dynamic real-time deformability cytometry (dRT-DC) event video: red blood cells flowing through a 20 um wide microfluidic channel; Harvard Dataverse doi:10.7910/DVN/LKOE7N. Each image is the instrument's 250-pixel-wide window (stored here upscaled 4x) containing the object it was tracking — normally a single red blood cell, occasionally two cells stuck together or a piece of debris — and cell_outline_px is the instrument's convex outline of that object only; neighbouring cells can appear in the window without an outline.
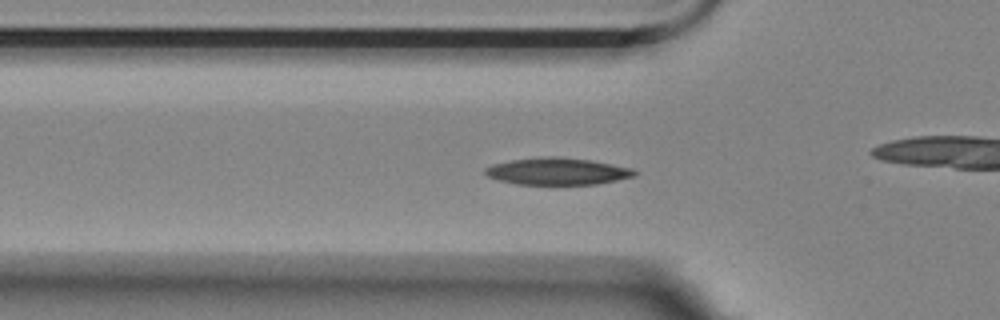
{"species": "Egyptian fruit bat (a non-hibernating species)", "species_latin": "Rousettus aegyptiacus", "temperature_condition": "room temperature", "stored_images_in_passage": 49, "camera_frame_rate_fps": 3000, "um_per_image_px": 0.085, "animal": {"sex": "female"}, "frame": {"image": 1, "passage_image": 10, "time_ms": 3.0, "image_size_px": [1000, 320], "cell_outline_px": [[636, 176], [596, 184], [516, 184], [500, 180], [488, 176], [484, 172], [484, 168], [492, 164], [512, 160], [544, 156], [560, 156], [588, 160], [612, 164], [632, 168], [636, 172]], "centroid_in_image_um": [47.37, 14.55], "position_along_channel_um": 78.4, "area_um2": 23.35}}
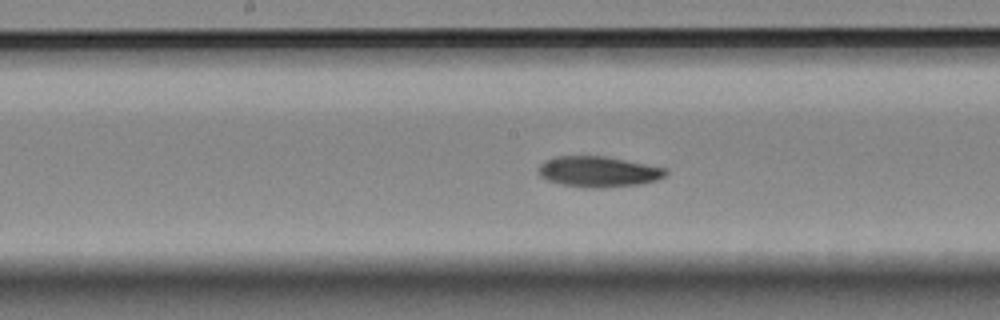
{"frame": {"image": 2, "passage_image": 20, "time_ms": 6.333, "image_size_px": [1000, 320], "cell_outline_px": [[668, 172], [664, 176], [656, 180], [640, 184], [604, 188], [584, 188], [564, 184], [548, 180], [540, 176], [536, 172], [540, 164], [544, 160], [556, 156], [608, 156], [668, 168]], "centroid_in_image_um": [50.87, 14.58], "position_along_channel_um": 197.3, "area_um2": 23.06}}
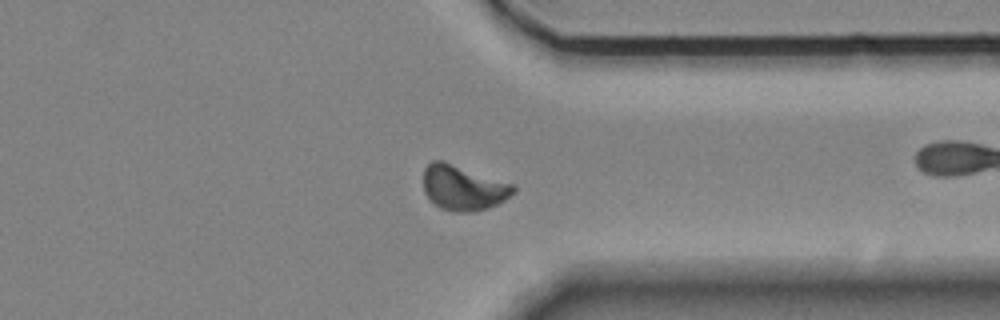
{"frame": {"image": 3, "passage_image": 35, "time_ms": 11.333, "image_size_px": [1000, 320], "cell_outline_px": [[516, 192], [504, 200], [488, 208], [476, 212], [456, 212], [440, 208], [424, 192], [424, 168], [432, 160], [444, 160], [516, 184]], "centroid_in_image_um": [39.42, 15.94], "position_along_channel_um": 372.0, "area_um2": 23.99}, "authors_computed_cell_mechanics": {"area_um2": 22.1952, "velocity_mm_per_s": 3.5394, "shape_relaxation_time_tau1_ms": 7.0811, "shape_relaxation_time_tau2_ms": 4.3763, "deformation_change_tau1": 0.1668, "deformation_change_tau2": 0.0865}}